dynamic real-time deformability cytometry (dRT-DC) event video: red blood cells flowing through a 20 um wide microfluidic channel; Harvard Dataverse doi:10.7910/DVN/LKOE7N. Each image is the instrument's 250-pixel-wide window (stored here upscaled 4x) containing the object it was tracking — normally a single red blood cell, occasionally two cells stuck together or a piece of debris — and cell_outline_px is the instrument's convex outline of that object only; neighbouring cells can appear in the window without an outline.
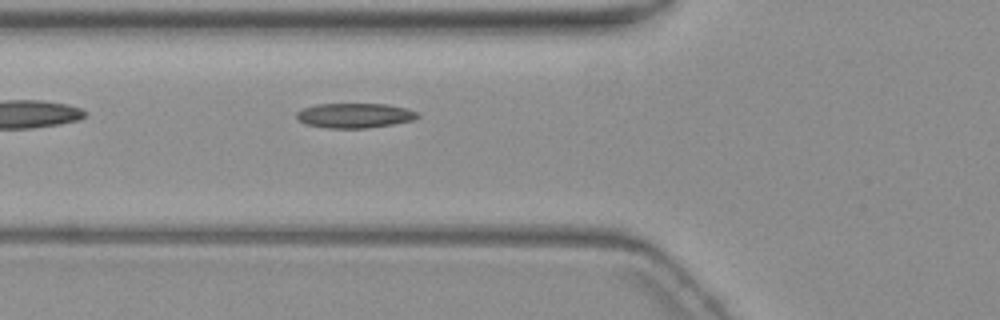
{"species": "common noctule bat (a hibernating species)", "species_latin": "Nyctalus noctula", "temperature_condition": "warm", "stored_images_in_passage": 6, "camera_frame_rate_fps": 3000, "um_per_image_px": 0.085, "animal": {"sex": "female", "body_mass_g": 19.3, "forearm_length_mm": 54.1}, "frame": {"image": 1, "passage_image": 6, "time_ms": 7.0, "image_size_px": [1000, 320], "cell_outline_px": [[420, 116], [412, 120], [392, 124], [368, 128], [328, 128], [308, 124], [300, 120], [296, 116], [296, 112], [304, 108], [316, 104], [388, 104], [404, 108], [416, 112]], "centroid_in_image_um": [30.14, 9.81], "position_along_channel_um": 95.7, "area_um2": 17.22}}